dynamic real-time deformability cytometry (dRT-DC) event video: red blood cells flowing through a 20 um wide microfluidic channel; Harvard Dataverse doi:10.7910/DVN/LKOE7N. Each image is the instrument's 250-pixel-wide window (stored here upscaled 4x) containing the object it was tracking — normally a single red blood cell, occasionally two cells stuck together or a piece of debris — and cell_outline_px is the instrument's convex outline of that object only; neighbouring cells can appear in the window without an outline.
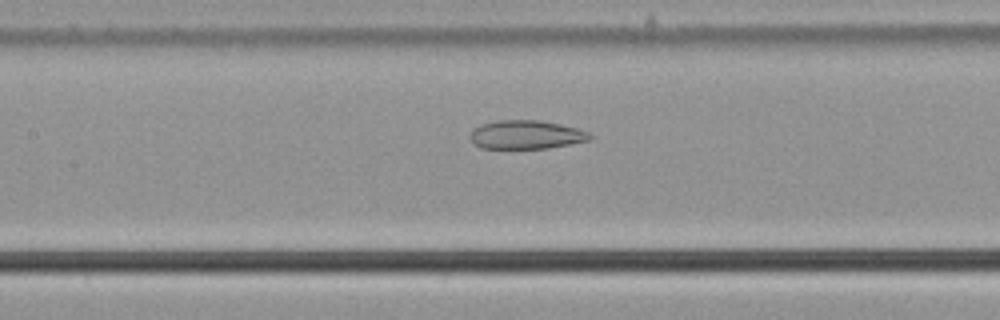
{"species": "common noctule bat (a hibernating species)", "species_latin": "Nyctalus noctula", "temperature_condition": "cold", "stored_images_in_passage": 49, "camera_frame_rate_fps": 3000, "um_per_image_px": 0.085, "animal": {"sex": "male", "body_mass_g": 21.5, "forearm_length_mm": 52.0}, "frame": {"image": 1, "passage_image": 20, "time_ms": 6.333, "image_size_px": [1000, 320], "cell_outline_px": [[596, 136], [592, 140], [572, 144], [548, 148], [480, 148], [472, 144], [468, 136], [472, 128], [480, 124], [500, 120], [540, 120], [560, 124], [576, 128], [588, 132]], "centroid_in_image_um": [44.71, 11.45], "position_along_channel_um": 162.7, "area_um2": 20.4}}
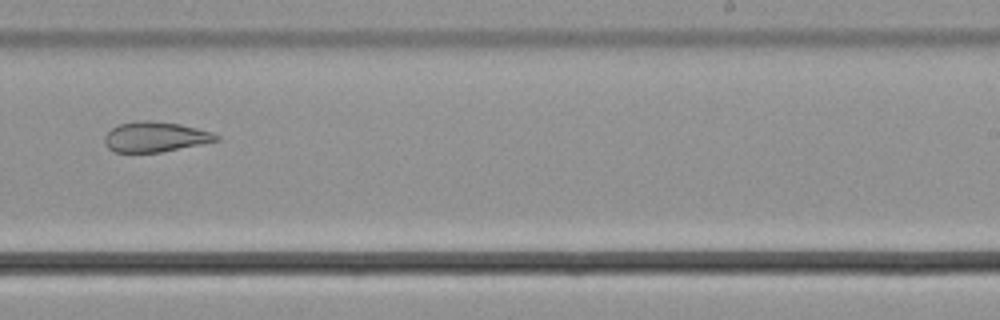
{"frame": {"image": 2, "passage_image": 29, "time_ms": 9.333, "image_size_px": [1000, 320], "cell_outline_px": [[220, 140], [160, 152], [112, 152], [104, 144], [104, 136], [112, 128], [120, 124], [140, 120], [148, 120], [180, 124], [212, 132], [220, 136]], "centroid_in_image_um": [13.17, 11.63], "position_along_channel_um": 275.8, "area_um2": 19.54}}
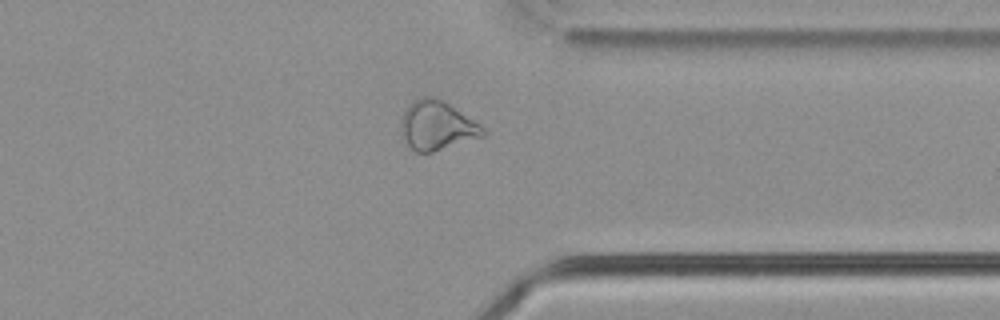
{"frame": {"image": 3, "passage_image": 37, "time_ms": 12.0, "image_size_px": [1000, 320], "cell_outline_px": [[488, 132], [484, 136], [432, 152], [416, 152], [400, 136], [400, 124], [404, 112], [408, 104], [412, 100], [420, 96], [432, 96], [444, 100], [480, 124]], "centroid_in_image_um": [37.12, 10.65], "position_along_channel_um": 374.3, "area_um2": 23.7}, "authors_computed_cell_mechanics": {"area_um2": 25.8366, "velocity_mm_per_s": 3.7884, "shape_relaxation_time_tau1_ms": null, "shape_relaxation_time_tau2_ms": 3.426, "deformation_change_tau1": null, "deformation_change_tau2": 0.1147}}